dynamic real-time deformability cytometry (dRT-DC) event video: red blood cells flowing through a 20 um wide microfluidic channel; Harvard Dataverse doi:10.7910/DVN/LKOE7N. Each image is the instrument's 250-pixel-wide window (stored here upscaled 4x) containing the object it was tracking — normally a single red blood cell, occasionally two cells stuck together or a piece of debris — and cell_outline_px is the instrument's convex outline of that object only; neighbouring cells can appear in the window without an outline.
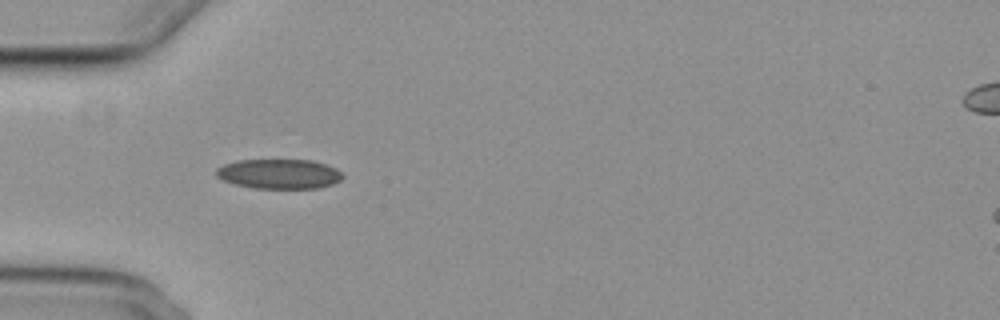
{"species": "common noctule bat (a hibernating species)", "species_latin": "Nyctalus noctula", "temperature_condition": "cold", "stored_images_in_passage": 5, "camera_frame_rate_fps": 3000, "um_per_image_px": 0.085, "animal": {"sex": "female", "body_mass_g": 29.2, "forearm_length_mm": 56.3}, "frame": {"image": 1, "passage_image": 4, "time_ms": 3.667, "image_size_px": [1000, 320], "cell_outline_px": [[344, 176], [340, 180], [332, 184], [320, 188], [252, 188], [236, 184], [224, 180], [216, 176], [216, 168], [224, 164], [236, 160], [312, 160], [336, 168]], "centroid_in_image_um": [23.72, 14.78], "position_along_channel_um": 61.3, "area_um2": 21.85}}
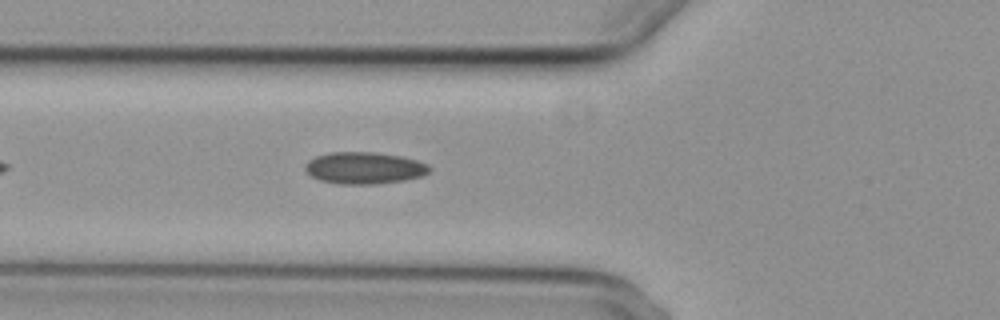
{"frame": {"image": 2, "passage_image": 5, "time_ms": 4.667, "image_size_px": [1000, 320], "cell_outline_px": [[428, 172], [424, 176], [404, 180], [376, 184], [336, 184], [320, 180], [312, 176], [304, 168], [304, 164], [308, 160], [316, 156], [328, 152], [372, 152], [400, 156], [416, 160], [428, 164]], "centroid_in_image_um": [30.93, 14.28], "position_along_channel_um": 94.9, "area_um2": 23.06}}